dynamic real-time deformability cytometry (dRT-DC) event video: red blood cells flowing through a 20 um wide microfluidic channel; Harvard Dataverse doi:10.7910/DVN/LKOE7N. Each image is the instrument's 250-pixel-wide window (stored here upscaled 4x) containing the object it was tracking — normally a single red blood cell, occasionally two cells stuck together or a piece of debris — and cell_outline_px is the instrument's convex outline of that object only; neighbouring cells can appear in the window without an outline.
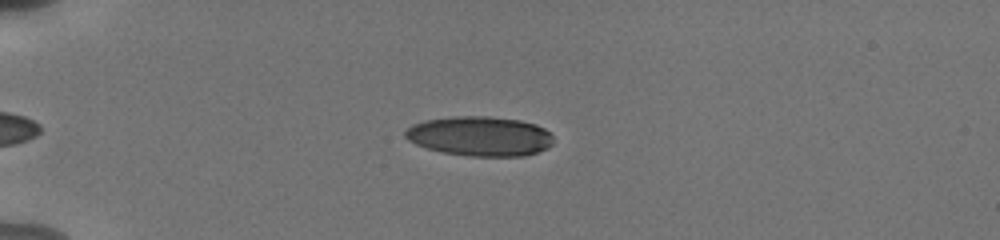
{"species": "human", "species_latin": "Homo sapiens", "temperature_condition": "cold", "stored_images_in_passage": 39, "camera_frame_rate_fps": 3000, "um_per_image_px": 0.085, "donor": {"sex": "male"}, "frame": {"image": 1, "passage_image": 5, "time_ms": 1.333, "image_size_px": [1000, 240], "cell_outline_px": [[552, 144], [548, 148], [524, 156], [472, 156], [444, 152], [428, 148], [416, 144], [408, 140], [404, 136], [404, 132], [412, 124], [424, 120], [452, 116], [488, 116], [520, 120], [536, 124], [544, 128], [552, 136]], "centroid_in_image_um": [40.79, 11.56], "position_along_channel_um": 44.2, "area_um2": 34.22}}
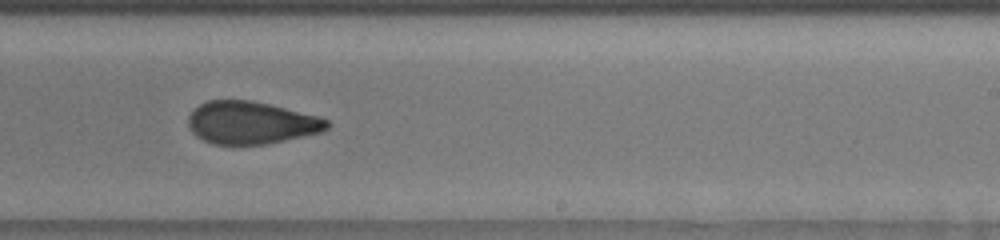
{"frame": {"image": 2, "passage_image": 26, "time_ms": 8.333, "image_size_px": [1000, 240], "cell_outline_px": [[328, 128], [320, 132], [268, 144], [216, 144], [204, 140], [196, 136], [192, 132], [188, 124], [188, 116], [200, 104], [208, 100], [252, 100], [320, 116], [328, 120]], "centroid_in_image_um": [21.34, 10.42], "position_along_channel_um": 267.7, "area_um2": 34.22}}
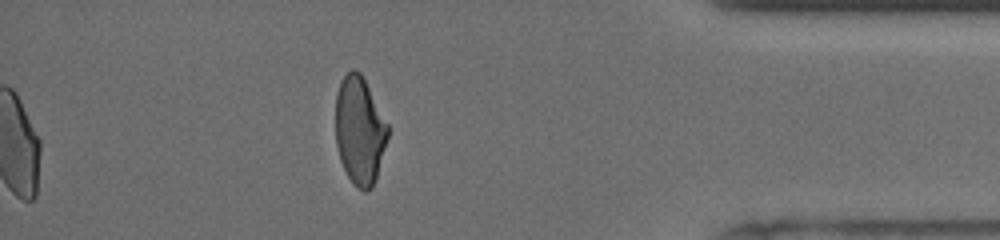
{"frame": {"image": 3, "passage_image": 39, "time_ms": 12.667, "image_size_px": [1000, 240], "cell_outline_px": [[388, 136], [376, 180], [372, 188], [364, 192], [356, 188], [352, 184], [340, 160], [336, 144], [336, 92], [340, 80], [352, 68], [360, 72], [388, 124]], "centroid_in_image_um": [30.56, 11.12], "position_along_channel_um": 404.6, "area_um2": 32.89}, "authors_computed_cell_mechanics": {"area_um2": 35.0268, "velocity_mm_per_s": 3.8164, "shape_relaxation_time_tau1_ms": 7.8292, "shape_relaxation_time_tau2_ms": 1.6546, "deformation_change_tau1": 0.2015, "deformation_change_tau2": 0.0818}}